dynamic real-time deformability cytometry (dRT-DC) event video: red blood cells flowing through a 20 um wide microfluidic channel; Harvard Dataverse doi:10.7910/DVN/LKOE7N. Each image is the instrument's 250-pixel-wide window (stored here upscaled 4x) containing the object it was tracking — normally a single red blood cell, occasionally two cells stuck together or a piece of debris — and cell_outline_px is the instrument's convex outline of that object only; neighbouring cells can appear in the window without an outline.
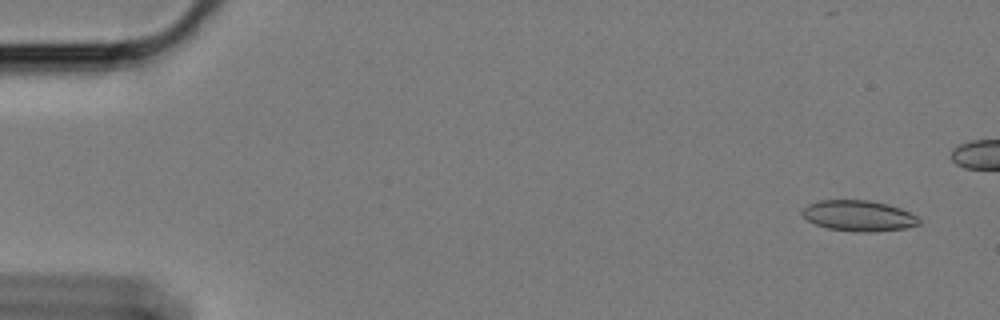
{"species": "Egyptian fruit bat (a non-hibernating species)", "species_latin": "Rousettus aegyptiacus", "temperature_condition": "cold", "stored_images_in_passage": 51, "camera_frame_rate_fps": 3000, "um_per_image_px": 0.085, "animal": {"sex": "female"}, "frame": {"image": 1, "passage_image": 3, "time_ms": 0.667, "image_size_px": [1000, 320], "cell_outline_px": [[920, 224], [904, 228], [872, 232], [856, 232], [828, 228], [816, 224], [808, 220], [800, 212], [808, 204], [820, 200], [868, 200], [900, 208], [916, 216], [920, 220]], "centroid_in_image_um": [72.96, 18.34], "position_along_channel_um": 12.0, "area_um2": 20.69}}
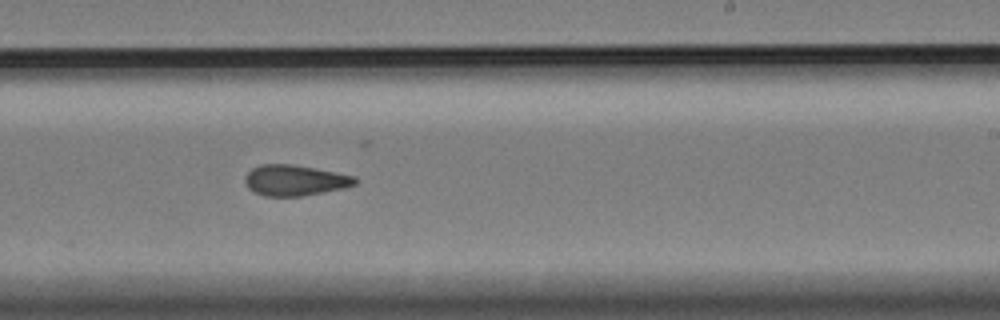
{"frame": {"image": 2, "passage_image": 36, "time_ms": 11.667, "image_size_px": [1000, 320], "cell_outline_px": [[360, 180], [356, 184], [344, 188], [304, 196], [264, 196], [252, 192], [248, 188], [244, 180], [244, 176], [252, 168], [260, 164], [288, 164], [312, 168], [356, 176]], "centroid_in_image_um": [25.05, 15.34], "position_along_channel_um": 264.0, "area_um2": 19.83}}
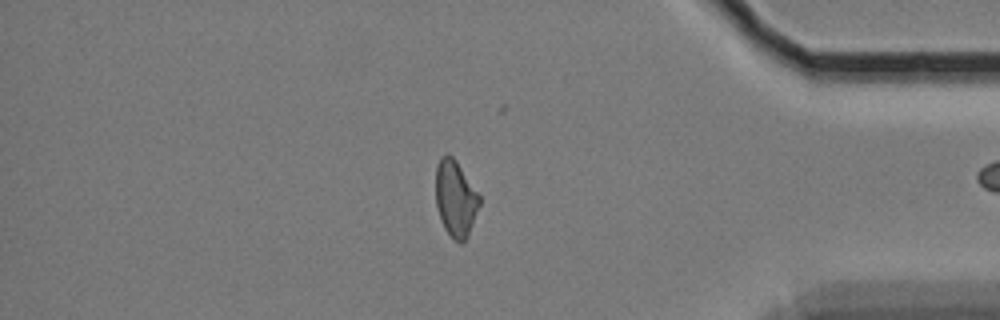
{"frame": {"image": 3, "passage_image": 50, "time_ms": 16.333, "image_size_px": [1000, 320], "cell_outline_px": [[480, 204], [468, 236], [460, 244], [444, 228], [436, 204], [436, 164], [440, 156], [452, 156], [456, 160], [480, 196]], "centroid_in_image_um": [38.72, 16.86], "position_along_channel_um": 396.5, "area_um2": 19.13}}